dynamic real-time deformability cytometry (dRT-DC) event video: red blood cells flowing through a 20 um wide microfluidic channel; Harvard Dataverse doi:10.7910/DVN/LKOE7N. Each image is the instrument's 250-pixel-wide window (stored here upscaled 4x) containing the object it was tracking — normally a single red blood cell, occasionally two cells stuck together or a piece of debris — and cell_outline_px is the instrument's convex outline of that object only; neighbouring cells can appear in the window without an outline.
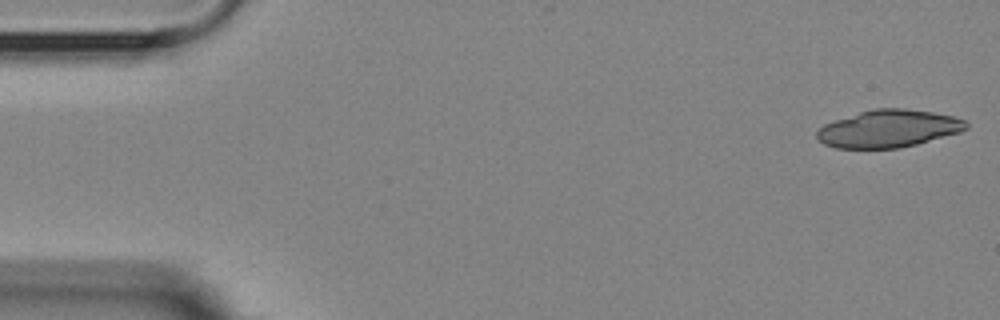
{"species": "Egyptian fruit bat (a non-hibernating species)", "species_latin": "Rousettus aegyptiacus", "temperature_condition": "room temperature", "stored_images_in_passage": 15, "camera_frame_rate_fps": 3000, "um_per_image_px": 0.085, "animal": {"sex": "female"}, "frame": {"image": 1, "passage_image": 1, "time_ms": 0.0, "image_size_px": [1000, 320], "cell_outline_px": [[968, 128], [960, 132], [916, 144], [900, 148], [836, 148], [824, 144], [816, 136], [816, 132], [824, 124], [860, 112], [876, 108], [904, 108], [932, 112], [952, 116], [964, 120], [968, 124]], "centroid_in_image_um": [75.53, 10.94], "position_along_channel_um": 9.5, "area_um2": 32.31}}